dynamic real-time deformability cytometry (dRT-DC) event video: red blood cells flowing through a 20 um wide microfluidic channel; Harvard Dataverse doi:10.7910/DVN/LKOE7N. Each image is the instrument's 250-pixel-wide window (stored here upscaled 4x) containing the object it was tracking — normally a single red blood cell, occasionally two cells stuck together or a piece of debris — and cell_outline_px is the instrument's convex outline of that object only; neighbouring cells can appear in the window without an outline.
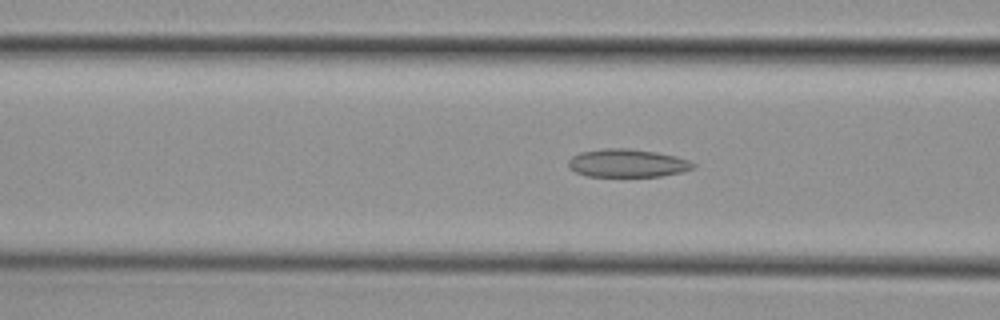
{"species": "common noctule bat (a hibernating species)", "species_latin": "Nyctalus noctula", "temperature_condition": "cold", "stored_images_in_passage": 52, "camera_frame_rate_fps": 3000, "um_per_image_px": 0.085, "animal": {"sex": "female", "body_mass_g": 29.2, "forearm_length_mm": 56.3}, "frame": {"image": 1, "passage_image": 21, "time_ms": 6.667, "image_size_px": [1000, 320], "cell_outline_px": [[696, 168], [684, 172], [660, 176], [588, 176], [576, 172], [568, 168], [568, 160], [572, 156], [580, 152], [604, 148], [628, 148], [656, 152], [676, 156], [688, 160], [696, 164]], "centroid_in_image_um": [53.34, 13.86], "position_along_channel_um": 113.3, "area_um2": 20.58}}
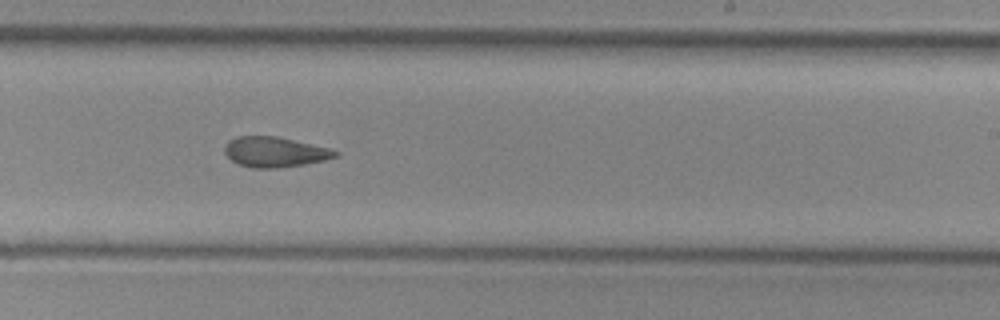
{"frame": {"image": 2, "passage_image": 33, "time_ms": 10.667, "image_size_px": [1000, 320], "cell_outline_px": [[340, 152], [336, 156], [324, 160], [304, 164], [276, 168], [252, 168], [240, 164], [232, 160], [224, 152], [224, 148], [228, 140], [236, 136], [276, 136], [328, 148]], "centroid_in_image_um": [23.32, 12.91], "position_along_channel_um": 265.7, "area_um2": 19.25}}
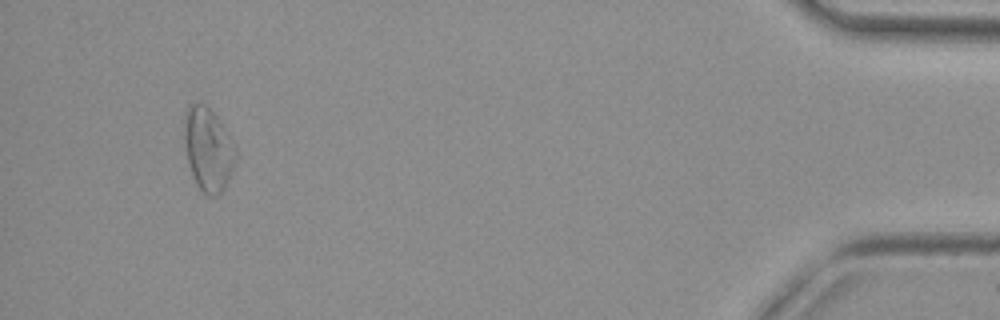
{"frame": {"image": 3, "passage_image": 51, "time_ms": 16.667, "image_size_px": [1000, 320], "cell_outline_px": [[236, 164], [224, 188], [216, 196], [208, 196], [196, 184], [188, 164], [184, 140], [184, 112], [188, 104], [208, 104], [220, 120], [228, 132], [236, 148]], "centroid_in_image_um": [17.7, 12.65], "position_along_channel_um": 417.5, "area_um2": 25.37}}